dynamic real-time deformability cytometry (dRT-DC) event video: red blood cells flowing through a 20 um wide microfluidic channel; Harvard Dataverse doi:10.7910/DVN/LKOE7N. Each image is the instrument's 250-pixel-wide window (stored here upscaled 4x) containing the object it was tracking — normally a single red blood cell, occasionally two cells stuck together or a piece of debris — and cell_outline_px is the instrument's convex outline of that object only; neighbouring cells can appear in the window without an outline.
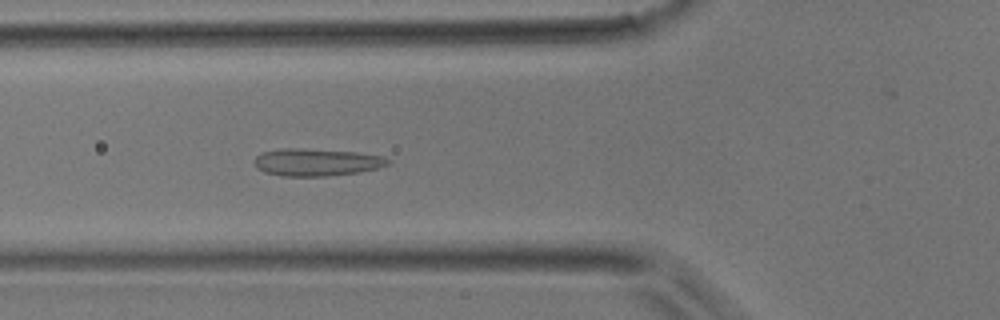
{"species": "common noctule bat (a hibernating species)", "species_latin": "Nyctalus noctula", "temperature_condition": "room temperature", "stored_images_in_passage": 39, "camera_frame_rate_fps": 3000, "um_per_image_px": 0.085, "animal": {"sex": "male", "body_mass_g": 17.9}, "frame": {"image": 1, "passage_image": 15, "time_ms": 4.667, "image_size_px": [1000, 320], "cell_outline_px": [[392, 164], [376, 168], [356, 172], [324, 176], [284, 176], [264, 172], [256, 168], [252, 160], [260, 152], [284, 148], [300, 148], [356, 152], [384, 156], [392, 160]], "centroid_in_image_um": [26.88, 13.78], "position_along_channel_um": 98.9, "area_um2": 21.44}}
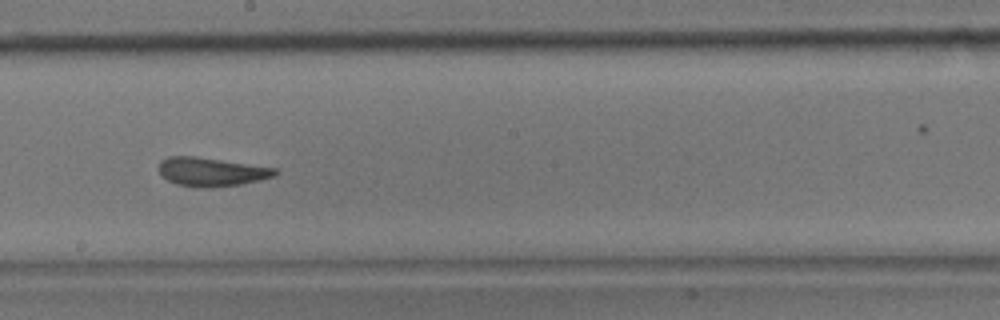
{"frame": {"image": 2, "passage_image": 24, "time_ms": 7.667, "image_size_px": [1000, 320], "cell_outline_px": [[280, 172], [276, 176], [260, 180], [240, 184], [208, 188], [200, 188], [176, 184], [160, 176], [160, 160], [168, 156], [196, 156], [276, 168]], "centroid_in_image_um": [17.97, 14.61], "position_along_channel_um": 230.2, "area_um2": 19.59}}
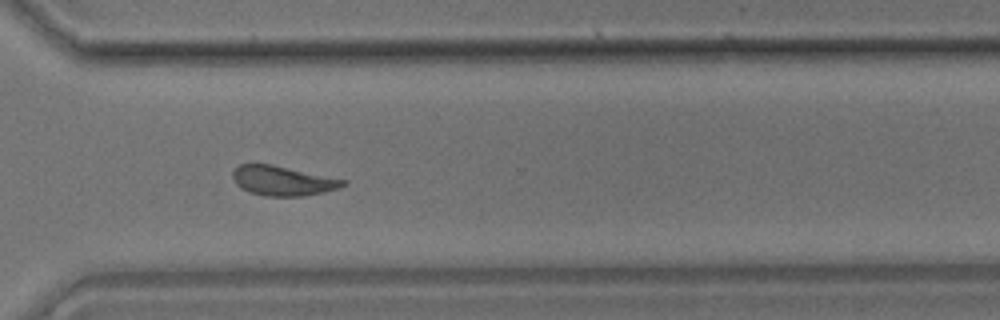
{"frame": {"image": 3, "passage_image": 32, "time_ms": 10.333, "image_size_px": [1000, 320], "cell_outline_px": [[348, 184], [324, 192], [304, 196], [264, 196], [248, 192], [240, 188], [236, 184], [232, 176], [232, 172], [240, 164], [272, 164], [348, 180]], "centroid_in_image_um": [24.03, 15.37], "position_along_channel_um": 346.6, "area_um2": 19.19}}